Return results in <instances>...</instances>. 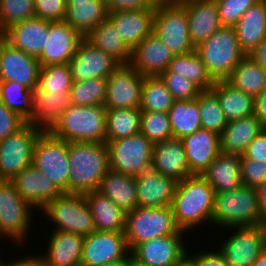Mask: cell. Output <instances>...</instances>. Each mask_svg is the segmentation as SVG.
Returning a JSON list of instances; mask_svg holds the SVG:
<instances>
[{
	"mask_svg": "<svg viewBox=\"0 0 266 266\" xmlns=\"http://www.w3.org/2000/svg\"><path fill=\"white\" fill-rule=\"evenodd\" d=\"M32 208L33 206L20 196L11 180H0V235L2 237L11 238L16 243L26 241Z\"/></svg>",
	"mask_w": 266,
	"mask_h": 266,
	"instance_id": "obj_12",
	"label": "cell"
},
{
	"mask_svg": "<svg viewBox=\"0 0 266 266\" xmlns=\"http://www.w3.org/2000/svg\"><path fill=\"white\" fill-rule=\"evenodd\" d=\"M173 138H183L201 127V118L196 100H175L168 111Z\"/></svg>",
	"mask_w": 266,
	"mask_h": 266,
	"instance_id": "obj_39",
	"label": "cell"
},
{
	"mask_svg": "<svg viewBox=\"0 0 266 266\" xmlns=\"http://www.w3.org/2000/svg\"><path fill=\"white\" fill-rule=\"evenodd\" d=\"M241 50L249 54L266 38V0L252 5L234 26Z\"/></svg>",
	"mask_w": 266,
	"mask_h": 266,
	"instance_id": "obj_32",
	"label": "cell"
},
{
	"mask_svg": "<svg viewBox=\"0 0 266 266\" xmlns=\"http://www.w3.org/2000/svg\"><path fill=\"white\" fill-rule=\"evenodd\" d=\"M137 202L140 207H168L171 206L175 194L177 181L151 169L135 176Z\"/></svg>",
	"mask_w": 266,
	"mask_h": 266,
	"instance_id": "obj_22",
	"label": "cell"
},
{
	"mask_svg": "<svg viewBox=\"0 0 266 266\" xmlns=\"http://www.w3.org/2000/svg\"><path fill=\"white\" fill-rule=\"evenodd\" d=\"M103 266H130V255L124 259L114 263L105 264Z\"/></svg>",
	"mask_w": 266,
	"mask_h": 266,
	"instance_id": "obj_63",
	"label": "cell"
},
{
	"mask_svg": "<svg viewBox=\"0 0 266 266\" xmlns=\"http://www.w3.org/2000/svg\"><path fill=\"white\" fill-rule=\"evenodd\" d=\"M3 38V32L2 30L0 29V39Z\"/></svg>",
	"mask_w": 266,
	"mask_h": 266,
	"instance_id": "obj_67",
	"label": "cell"
},
{
	"mask_svg": "<svg viewBox=\"0 0 266 266\" xmlns=\"http://www.w3.org/2000/svg\"><path fill=\"white\" fill-rule=\"evenodd\" d=\"M49 36V21L31 18L8 27L3 39L11 46L38 58Z\"/></svg>",
	"mask_w": 266,
	"mask_h": 266,
	"instance_id": "obj_23",
	"label": "cell"
},
{
	"mask_svg": "<svg viewBox=\"0 0 266 266\" xmlns=\"http://www.w3.org/2000/svg\"><path fill=\"white\" fill-rule=\"evenodd\" d=\"M41 210L57 225L54 230L84 237L96 231L91 209L83 194L63 192Z\"/></svg>",
	"mask_w": 266,
	"mask_h": 266,
	"instance_id": "obj_7",
	"label": "cell"
},
{
	"mask_svg": "<svg viewBox=\"0 0 266 266\" xmlns=\"http://www.w3.org/2000/svg\"><path fill=\"white\" fill-rule=\"evenodd\" d=\"M40 68L37 58L0 39V81L17 82L32 89L38 85Z\"/></svg>",
	"mask_w": 266,
	"mask_h": 266,
	"instance_id": "obj_16",
	"label": "cell"
},
{
	"mask_svg": "<svg viewBox=\"0 0 266 266\" xmlns=\"http://www.w3.org/2000/svg\"><path fill=\"white\" fill-rule=\"evenodd\" d=\"M83 39L84 37L67 22L49 21V36L37 58L40 65L68 63Z\"/></svg>",
	"mask_w": 266,
	"mask_h": 266,
	"instance_id": "obj_19",
	"label": "cell"
},
{
	"mask_svg": "<svg viewBox=\"0 0 266 266\" xmlns=\"http://www.w3.org/2000/svg\"><path fill=\"white\" fill-rule=\"evenodd\" d=\"M251 266H266V248L251 264Z\"/></svg>",
	"mask_w": 266,
	"mask_h": 266,
	"instance_id": "obj_62",
	"label": "cell"
},
{
	"mask_svg": "<svg viewBox=\"0 0 266 266\" xmlns=\"http://www.w3.org/2000/svg\"><path fill=\"white\" fill-rule=\"evenodd\" d=\"M181 4L187 10L189 38L194 47L222 27L216 0H191Z\"/></svg>",
	"mask_w": 266,
	"mask_h": 266,
	"instance_id": "obj_26",
	"label": "cell"
},
{
	"mask_svg": "<svg viewBox=\"0 0 266 266\" xmlns=\"http://www.w3.org/2000/svg\"><path fill=\"white\" fill-rule=\"evenodd\" d=\"M85 39L94 47L113 56L121 64H130L132 50L120 38L114 25L108 18L94 27Z\"/></svg>",
	"mask_w": 266,
	"mask_h": 266,
	"instance_id": "obj_37",
	"label": "cell"
},
{
	"mask_svg": "<svg viewBox=\"0 0 266 266\" xmlns=\"http://www.w3.org/2000/svg\"><path fill=\"white\" fill-rule=\"evenodd\" d=\"M96 231L125 232L126 213L97 190L84 194Z\"/></svg>",
	"mask_w": 266,
	"mask_h": 266,
	"instance_id": "obj_34",
	"label": "cell"
},
{
	"mask_svg": "<svg viewBox=\"0 0 266 266\" xmlns=\"http://www.w3.org/2000/svg\"><path fill=\"white\" fill-rule=\"evenodd\" d=\"M73 79L68 63L41 66L38 86L50 94H70Z\"/></svg>",
	"mask_w": 266,
	"mask_h": 266,
	"instance_id": "obj_45",
	"label": "cell"
},
{
	"mask_svg": "<svg viewBox=\"0 0 266 266\" xmlns=\"http://www.w3.org/2000/svg\"><path fill=\"white\" fill-rule=\"evenodd\" d=\"M0 100L11 111L30 122L32 90L12 81H0Z\"/></svg>",
	"mask_w": 266,
	"mask_h": 266,
	"instance_id": "obj_43",
	"label": "cell"
},
{
	"mask_svg": "<svg viewBox=\"0 0 266 266\" xmlns=\"http://www.w3.org/2000/svg\"><path fill=\"white\" fill-rule=\"evenodd\" d=\"M90 0H66V3L88 2Z\"/></svg>",
	"mask_w": 266,
	"mask_h": 266,
	"instance_id": "obj_66",
	"label": "cell"
},
{
	"mask_svg": "<svg viewBox=\"0 0 266 266\" xmlns=\"http://www.w3.org/2000/svg\"><path fill=\"white\" fill-rule=\"evenodd\" d=\"M225 81L235 89L256 97L266 88V70L246 55Z\"/></svg>",
	"mask_w": 266,
	"mask_h": 266,
	"instance_id": "obj_38",
	"label": "cell"
},
{
	"mask_svg": "<svg viewBox=\"0 0 266 266\" xmlns=\"http://www.w3.org/2000/svg\"><path fill=\"white\" fill-rule=\"evenodd\" d=\"M106 143L111 170L135 177L151 169L154 144L141 132Z\"/></svg>",
	"mask_w": 266,
	"mask_h": 266,
	"instance_id": "obj_10",
	"label": "cell"
},
{
	"mask_svg": "<svg viewBox=\"0 0 266 266\" xmlns=\"http://www.w3.org/2000/svg\"><path fill=\"white\" fill-rule=\"evenodd\" d=\"M68 161L69 193L95 191L110 169L107 143L68 142Z\"/></svg>",
	"mask_w": 266,
	"mask_h": 266,
	"instance_id": "obj_1",
	"label": "cell"
},
{
	"mask_svg": "<svg viewBox=\"0 0 266 266\" xmlns=\"http://www.w3.org/2000/svg\"><path fill=\"white\" fill-rule=\"evenodd\" d=\"M231 235L220 246L219 253L229 266H251L266 248L264 225L233 227Z\"/></svg>",
	"mask_w": 266,
	"mask_h": 266,
	"instance_id": "obj_13",
	"label": "cell"
},
{
	"mask_svg": "<svg viewBox=\"0 0 266 266\" xmlns=\"http://www.w3.org/2000/svg\"><path fill=\"white\" fill-rule=\"evenodd\" d=\"M43 132L26 123L0 141V180H12L24 168L32 165L34 147Z\"/></svg>",
	"mask_w": 266,
	"mask_h": 266,
	"instance_id": "obj_11",
	"label": "cell"
},
{
	"mask_svg": "<svg viewBox=\"0 0 266 266\" xmlns=\"http://www.w3.org/2000/svg\"><path fill=\"white\" fill-rule=\"evenodd\" d=\"M97 191L110 198L125 213L138 207L134 176L109 169Z\"/></svg>",
	"mask_w": 266,
	"mask_h": 266,
	"instance_id": "obj_33",
	"label": "cell"
},
{
	"mask_svg": "<svg viewBox=\"0 0 266 266\" xmlns=\"http://www.w3.org/2000/svg\"><path fill=\"white\" fill-rule=\"evenodd\" d=\"M144 76L129 64H121L107 77L104 107L109 109L140 108Z\"/></svg>",
	"mask_w": 266,
	"mask_h": 266,
	"instance_id": "obj_15",
	"label": "cell"
},
{
	"mask_svg": "<svg viewBox=\"0 0 266 266\" xmlns=\"http://www.w3.org/2000/svg\"><path fill=\"white\" fill-rule=\"evenodd\" d=\"M160 77L175 100H196L202 91L185 76L182 77L168 70L164 71Z\"/></svg>",
	"mask_w": 266,
	"mask_h": 266,
	"instance_id": "obj_49",
	"label": "cell"
},
{
	"mask_svg": "<svg viewBox=\"0 0 266 266\" xmlns=\"http://www.w3.org/2000/svg\"><path fill=\"white\" fill-rule=\"evenodd\" d=\"M32 165L46 175L62 192L69 193L68 142L44 131L38 138Z\"/></svg>",
	"mask_w": 266,
	"mask_h": 266,
	"instance_id": "obj_9",
	"label": "cell"
},
{
	"mask_svg": "<svg viewBox=\"0 0 266 266\" xmlns=\"http://www.w3.org/2000/svg\"><path fill=\"white\" fill-rule=\"evenodd\" d=\"M109 11L154 7L159 0H105Z\"/></svg>",
	"mask_w": 266,
	"mask_h": 266,
	"instance_id": "obj_55",
	"label": "cell"
},
{
	"mask_svg": "<svg viewBox=\"0 0 266 266\" xmlns=\"http://www.w3.org/2000/svg\"><path fill=\"white\" fill-rule=\"evenodd\" d=\"M254 62L266 70V38H264L249 54Z\"/></svg>",
	"mask_w": 266,
	"mask_h": 266,
	"instance_id": "obj_58",
	"label": "cell"
},
{
	"mask_svg": "<svg viewBox=\"0 0 266 266\" xmlns=\"http://www.w3.org/2000/svg\"><path fill=\"white\" fill-rule=\"evenodd\" d=\"M151 168L177 182L193 175L189 169L183 143L179 138H171L154 144Z\"/></svg>",
	"mask_w": 266,
	"mask_h": 266,
	"instance_id": "obj_28",
	"label": "cell"
},
{
	"mask_svg": "<svg viewBox=\"0 0 266 266\" xmlns=\"http://www.w3.org/2000/svg\"><path fill=\"white\" fill-rule=\"evenodd\" d=\"M195 50L215 82L225 81L246 56L239 46L235 28L227 26H222Z\"/></svg>",
	"mask_w": 266,
	"mask_h": 266,
	"instance_id": "obj_5",
	"label": "cell"
},
{
	"mask_svg": "<svg viewBox=\"0 0 266 266\" xmlns=\"http://www.w3.org/2000/svg\"><path fill=\"white\" fill-rule=\"evenodd\" d=\"M66 0H34L35 17L48 21H64Z\"/></svg>",
	"mask_w": 266,
	"mask_h": 266,
	"instance_id": "obj_52",
	"label": "cell"
},
{
	"mask_svg": "<svg viewBox=\"0 0 266 266\" xmlns=\"http://www.w3.org/2000/svg\"><path fill=\"white\" fill-rule=\"evenodd\" d=\"M140 132L153 144L173 138L168 113L141 111Z\"/></svg>",
	"mask_w": 266,
	"mask_h": 266,
	"instance_id": "obj_47",
	"label": "cell"
},
{
	"mask_svg": "<svg viewBox=\"0 0 266 266\" xmlns=\"http://www.w3.org/2000/svg\"><path fill=\"white\" fill-rule=\"evenodd\" d=\"M184 232L177 227L171 206L159 208L138 206L126 213L124 233L130 251L142 242Z\"/></svg>",
	"mask_w": 266,
	"mask_h": 266,
	"instance_id": "obj_6",
	"label": "cell"
},
{
	"mask_svg": "<svg viewBox=\"0 0 266 266\" xmlns=\"http://www.w3.org/2000/svg\"><path fill=\"white\" fill-rule=\"evenodd\" d=\"M173 266H198L195 256L189 257L185 253Z\"/></svg>",
	"mask_w": 266,
	"mask_h": 266,
	"instance_id": "obj_61",
	"label": "cell"
},
{
	"mask_svg": "<svg viewBox=\"0 0 266 266\" xmlns=\"http://www.w3.org/2000/svg\"><path fill=\"white\" fill-rule=\"evenodd\" d=\"M130 266H148L136 261L130 254Z\"/></svg>",
	"mask_w": 266,
	"mask_h": 266,
	"instance_id": "obj_64",
	"label": "cell"
},
{
	"mask_svg": "<svg viewBox=\"0 0 266 266\" xmlns=\"http://www.w3.org/2000/svg\"><path fill=\"white\" fill-rule=\"evenodd\" d=\"M107 78L73 81L71 103L78 106H104Z\"/></svg>",
	"mask_w": 266,
	"mask_h": 266,
	"instance_id": "obj_44",
	"label": "cell"
},
{
	"mask_svg": "<svg viewBox=\"0 0 266 266\" xmlns=\"http://www.w3.org/2000/svg\"><path fill=\"white\" fill-rule=\"evenodd\" d=\"M167 70L185 76L201 90H210L215 83L196 50L188 54L174 55Z\"/></svg>",
	"mask_w": 266,
	"mask_h": 266,
	"instance_id": "obj_40",
	"label": "cell"
},
{
	"mask_svg": "<svg viewBox=\"0 0 266 266\" xmlns=\"http://www.w3.org/2000/svg\"><path fill=\"white\" fill-rule=\"evenodd\" d=\"M215 194L201 175L193 174L179 181L171 203L177 227L188 231L206 220L211 222Z\"/></svg>",
	"mask_w": 266,
	"mask_h": 266,
	"instance_id": "obj_2",
	"label": "cell"
},
{
	"mask_svg": "<svg viewBox=\"0 0 266 266\" xmlns=\"http://www.w3.org/2000/svg\"><path fill=\"white\" fill-rule=\"evenodd\" d=\"M165 2H174V3H183V2H187V1H191V0H162Z\"/></svg>",
	"mask_w": 266,
	"mask_h": 266,
	"instance_id": "obj_65",
	"label": "cell"
},
{
	"mask_svg": "<svg viewBox=\"0 0 266 266\" xmlns=\"http://www.w3.org/2000/svg\"><path fill=\"white\" fill-rule=\"evenodd\" d=\"M73 81L107 78L121 63L110 54L94 47L85 38L68 62Z\"/></svg>",
	"mask_w": 266,
	"mask_h": 266,
	"instance_id": "obj_17",
	"label": "cell"
},
{
	"mask_svg": "<svg viewBox=\"0 0 266 266\" xmlns=\"http://www.w3.org/2000/svg\"><path fill=\"white\" fill-rule=\"evenodd\" d=\"M259 0H216L222 26L234 27L242 15Z\"/></svg>",
	"mask_w": 266,
	"mask_h": 266,
	"instance_id": "obj_50",
	"label": "cell"
},
{
	"mask_svg": "<svg viewBox=\"0 0 266 266\" xmlns=\"http://www.w3.org/2000/svg\"><path fill=\"white\" fill-rule=\"evenodd\" d=\"M181 235H167L142 242L136 245L130 254L136 261L144 265L173 266L187 253Z\"/></svg>",
	"mask_w": 266,
	"mask_h": 266,
	"instance_id": "obj_20",
	"label": "cell"
},
{
	"mask_svg": "<svg viewBox=\"0 0 266 266\" xmlns=\"http://www.w3.org/2000/svg\"><path fill=\"white\" fill-rule=\"evenodd\" d=\"M241 156L220 153L201 176L215 193L229 192L243 185L240 169Z\"/></svg>",
	"mask_w": 266,
	"mask_h": 266,
	"instance_id": "obj_31",
	"label": "cell"
},
{
	"mask_svg": "<svg viewBox=\"0 0 266 266\" xmlns=\"http://www.w3.org/2000/svg\"><path fill=\"white\" fill-rule=\"evenodd\" d=\"M85 237L79 234L54 230L50 237L47 254L42 255L45 266H81Z\"/></svg>",
	"mask_w": 266,
	"mask_h": 266,
	"instance_id": "obj_29",
	"label": "cell"
},
{
	"mask_svg": "<svg viewBox=\"0 0 266 266\" xmlns=\"http://www.w3.org/2000/svg\"><path fill=\"white\" fill-rule=\"evenodd\" d=\"M254 115L266 128V88L254 97Z\"/></svg>",
	"mask_w": 266,
	"mask_h": 266,
	"instance_id": "obj_57",
	"label": "cell"
},
{
	"mask_svg": "<svg viewBox=\"0 0 266 266\" xmlns=\"http://www.w3.org/2000/svg\"><path fill=\"white\" fill-rule=\"evenodd\" d=\"M30 122L34 127L49 131L60 115L71 105L70 94H50L38 85L32 89Z\"/></svg>",
	"mask_w": 266,
	"mask_h": 266,
	"instance_id": "obj_27",
	"label": "cell"
},
{
	"mask_svg": "<svg viewBox=\"0 0 266 266\" xmlns=\"http://www.w3.org/2000/svg\"><path fill=\"white\" fill-rule=\"evenodd\" d=\"M173 57L169 47L152 33L132 50L129 65L144 77L160 76Z\"/></svg>",
	"mask_w": 266,
	"mask_h": 266,
	"instance_id": "obj_21",
	"label": "cell"
},
{
	"mask_svg": "<svg viewBox=\"0 0 266 266\" xmlns=\"http://www.w3.org/2000/svg\"><path fill=\"white\" fill-rule=\"evenodd\" d=\"M181 141L192 174L201 175L221 153L220 136L203 128L184 136Z\"/></svg>",
	"mask_w": 266,
	"mask_h": 266,
	"instance_id": "obj_25",
	"label": "cell"
},
{
	"mask_svg": "<svg viewBox=\"0 0 266 266\" xmlns=\"http://www.w3.org/2000/svg\"><path fill=\"white\" fill-rule=\"evenodd\" d=\"M198 105L201 127L220 136L228 121L217 96L211 90H202L198 95Z\"/></svg>",
	"mask_w": 266,
	"mask_h": 266,
	"instance_id": "obj_46",
	"label": "cell"
},
{
	"mask_svg": "<svg viewBox=\"0 0 266 266\" xmlns=\"http://www.w3.org/2000/svg\"><path fill=\"white\" fill-rule=\"evenodd\" d=\"M35 17L34 0H0V29Z\"/></svg>",
	"mask_w": 266,
	"mask_h": 266,
	"instance_id": "obj_48",
	"label": "cell"
},
{
	"mask_svg": "<svg viewBox=\"0 0 266 266\" xmlns=\"http://www.w3.org/2000/svg\"><path fill=\"white\" fill-rule=\"evenodd\" d=\"M242 156L248 160L266 162V128L249 143Z\"/></svg>",
	"mask_w": 266,
	"mask_h": 266,
	"instance_id": "obj_54",
	"label": "cell"
},
{
	"mask_svg": "<svg viewBox=\"0 0 266 266\" xmlns=\"http://www.w3.org/2000/svg\"><path fill=\"white\" fill-rule=\"evenodd\" d=\"M211 222L224 228L264 225L255 188L242 185L216 193Z\"/></svg>",
	"mask_w": 266,
	"mask_h": 266,
	"instance_id": "obj_4",
	"label": "cell"
},
{
	"mask_svg": "<svg viewBox=\"0 0 266 266\" xmlns=\"http://www.w3.org/2000/svg\"><path fill=\"white\" fill-rule=\"evenodd\" d=\"M264 227H265V236H266V223L264 224Z\"/></svg>",
	"mask_w": 266,
	"mask_h": 266,
	"instance_id": "obj_68",
	"label": "cell"
},
{
	"mask_svg": "<svg viewBox=\"0 0 266 266\" xmlns=\"http://www.w3.org/2000/svg\"><path fill=\"white\" fill-rule=\"evenodd\" d=\"M174 101V97L160 76L144 77L140 98L141 111L168 113Z\"/></svg>",
	"mask_w": 266,
	"mask_h": 266,
	"instance_id": "obj_42",
	"label": "cell"
},
{
	"mask_svg": "<svg viewBox=\"0 0 266 266\" xmlns=\"http://www.w3.org/2000/svg\"><path fill=\"white\" fill-rule=\"evenodd\" d=\"M210 90L217 96L227 121L254 114V97L235 89L226 81H216Z\"/></svg>",
	"mask_w": 266,
	"mask_h": 266,
	"instance_id": "obj_36",
	"label": "cell"
},
{
	"mask_svg": "<svg viewBox=\"0 0 266 266\" xmlns=\"http://www.w3.org/2000/svg\"><path fill=\"white\" fill-rule=\"evenodd\" d=\"M156 6L109 11L108 19L114 25L120 38L133 50L153 33Z\"/></svg>",
	"mask_w": 266,
	"mask_h": 266,
	"instance_id": "obj_18",
	"label": "cell"
},
{
	"mask_svg": "<svg viewBox=\"0 0 266 266\" xmlns=\"http://www.w3.org/2000/svg\"><path fill=\"white\" fill-rule=\"evenodd\" d=\"M264 129L265 127L254 114L228 121L220 135L221 152L242 156L249 143Z\"/></svg>",
	"mask_w": 266,
	"mask_h": 266,
	"instance_id": "obj_30",
	"label": "cell"
},
{
	"mask_svg": "<svg viewBox=\"0 0 266 266\" xmlns=\"http://www.w3.org/2000/svg\"><path fill=\"white\" fill-rule=\"evenodd\" d=\"M20 196L33 207L42 209L63 192L33 165L24 168L11 180Z\"/></svg>",
	"mask_w": 266,
	"mask_h": 266,
	"instance_id": "obj_24",
	"label": "cell"
},
{
	"mask_svg": "<svg viewBox=\"0 0 266 266\" xmlns=\"http://www.w3.org/2000/svg\"><path fill=\"white\" fill-rule=\"evenodd\" d=\"M0 260V266H45L44 261L41 256H29L26 258L18 259L17 261H9L6 264Z\"/></svg>",
	"mask_w": 266,
	"mask_h": 266,
	"instance_id": "obj_59",
	"label": "cell"
},
{
	"mask_svg": "<svg viewBox=\"0 0 266 266\" xmlns=\"http://www.w3.org/2000/svg\"><path fill=\"white\" fill-rule=\"evenodd\" d=\"M262 217L266 222V180L255 187Z\"/></svg>",
	"mask_w": 266,
	"mask_h": 266,
	"instance_id": "obj_60",
	"label": "cell"
},
{
	"mask_svg": "<svg viewBox=\"0 0 266 266\" xmlns=\"http://www.w3.org/2000/svg\"><path fill=\"white\" fill-rule=\"evenodd\" d=\"M197 259L198 266H229L226 261L223 259L219 251H205L200 254L194 255Z\"/></svg>",
	"mask_w": 266,
	"mask_h": 266,
	"instance_id": "obj_56",
	"label": "cell"
},
{
	"mask_svg": "<svg viewBox=\"0 0 266 266\" xmlns=\"http://www.w3.org/2000/svg\"><path fill=\"white\" fill-rule=\"evenodd\" d=\"M129 255L124 232L94 231L85 236L81 266H103L124 260Z\"/></svg>",
	"mask_w": 266,
	"mask_h": 266,
	"instance_id": "obj_14",
	"label": "cell"
},
{
	"mask_svg": "<svg viewBox=\"0 0 266 266\" xmlns=\"http://www.w3.org/2000/svg\"><path fill=\"white\" fill-rule=\"evenodd\" d=\"M106 108L71 105L49 132L67 142L106 143Z\"/></svg>",
	"mask_w": 266,
	"mask_h": 266,
	"instance_id": "obj_3",
	"label": "cell"
},
{
	"mask_svg": "<svg viewBox=\"0 0 266 266\" xmlns=\"http://www.w3.org/2000/svg\"><path fill=\"white\" fill-rule=\"evenodd\" d=\"M64 21L78 31L84 38L101 21L108 18V7L105 0L66 3Z\"/></svg>",
	"mask_w": 266,
	"mask_h": 266,
	"instance_id": "obj_35",
	"label": "cell"
},
{
	"mask_svg": "<svg viewBox=\"0 0 266 266\" xmlns=\"http://www.w3.org/2000/svg\"><path fill=\"white\" fill-rule=\"evenodd\" d=\"M140 124V108L106 110V142L139 133Z\"/></svg>",
	"mask_w": 266,
	"mask_h": 266,
	"instance_id": "obj_41",
	"label": "cell"
},
{
	"mask_svg": "<svg viewBox=\"0 0 266 266\" xmlns=\"http://www.w3.org/2000/svg\"><path fill=\"white\" fill-rule=\"evenodd\" d=\"M153 33L169 47L173 55L195 50L189 38L187 10L181 3L157 2Z\"/></svg>",
	"mask_w": 266,
	"mask_h": 266,
	"instance_id": "obj_8",
	"label": "cell"
},
{
	"mask_svg": "<svg viewBox=\"0 0 266 266\" xmlns=\"http://www.w3.org/2000/svg\"><path fill=\"white\" fill-rule=\"evenodd\" d=\"M26 121L17 113L8 109L0 100V141L17 132Z\"/></svg>",
	"mask_w": 266,
	"mask_h": 266,
	"instance_id": "obj_53",
	"label": "cell"
},
{
	"mask_svg": "<svg viewBox=\"0 0 266 266\" xmlns=\"http://www.w3.org/2000/svg\"><path fill=\"white\" fill-rule=\"evenodd\" d=\"M241 178L244 186L255 188L266 180V162L248 160L241 156Z\"/></svg>",
	"mask_w": 266,
	"mask_h": 266,
	"instance_id": "obj_51",
	"label": "cell"
}]
</instances>
